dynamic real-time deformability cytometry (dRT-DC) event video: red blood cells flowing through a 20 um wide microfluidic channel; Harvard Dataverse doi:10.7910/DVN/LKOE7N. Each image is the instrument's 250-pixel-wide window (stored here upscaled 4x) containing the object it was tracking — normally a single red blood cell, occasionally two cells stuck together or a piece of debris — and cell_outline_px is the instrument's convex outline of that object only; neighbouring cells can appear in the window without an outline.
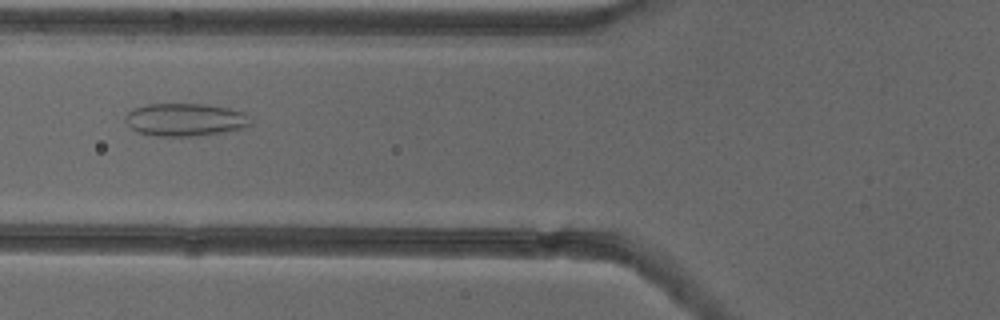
{"species": "common noctule bat (a hibernating species)", "species_latin": "Nyctalus noctula", "temperature_condition": "cold", "stored_images_in_passage": 38, "camera_frame_rate_fps": 3000, "um_per_image_px": 0.085, "animal": {"sex": "female"}, "frame": {"image": 1, "passage_image": 6, "time_ms": 1.667, "image_size_px": [1000, 320], "cell_outline_px": [[252, 124], [244, 128], [196, 136], [152, 136], [136, 132], [124, 120], [124, 116], [132, 108], [144, 104], [204, 104], [228, 108], [244, 112], [252, 120]], "centroid_in_image_um": [15.71, 10.17], "position_along_channel_um": 110.1, "area_um2": 24.16}}
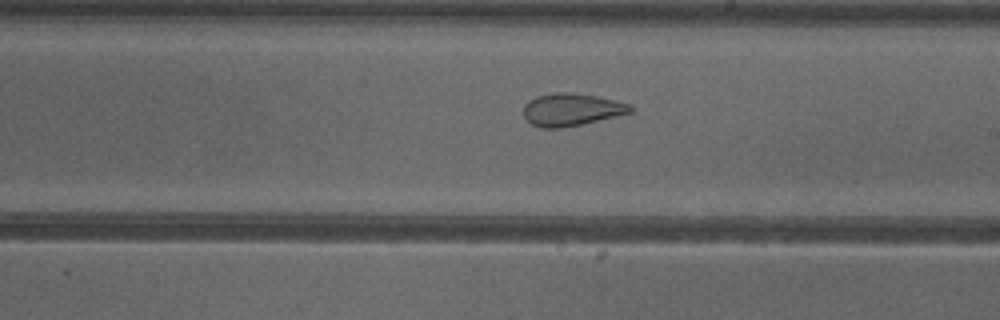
{"frame": {"image": 2, "passage_image": 16, "time_ms": 5.0, "image_size_px": [1000, 320], "cell_outline_px": [[632, 112], [580, 124], [560, 128], [540, 128], [532, 124], [524, 116], [524, 104], [528, 100], [536, 96], [552, 92], [572, 92], [596, 96], [628, 104], [632, 108]], "centroid_in_image_um": [48.5, 9.3], "position_along_channel_um": 240.5, "area_um2": 20.0}}
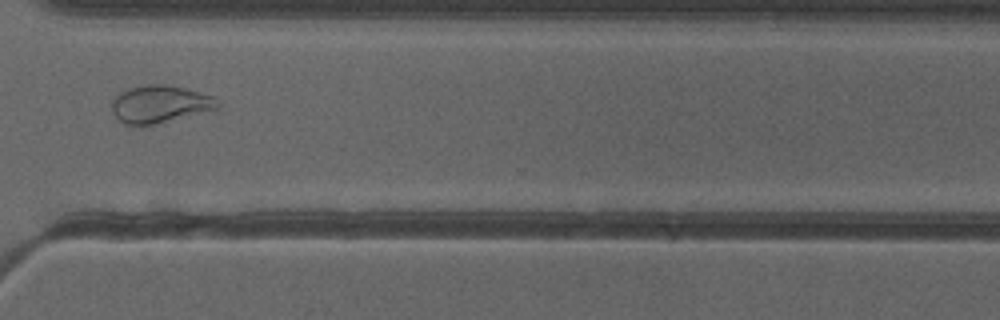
{"frame": {"image": 3, "passage_image": 25, "time_ms": 8.0, "image_size_px": [1000, 320], "cell_outline_px": [[220, 104], [216, 108], [156, 124], [124, 124], [112, 112], [112, 100], [120, 92], [128, 88], [148, 84], [164, 84], [184, 88], [216, 96]], "centroid_in_image_um": [13.58, 8.82], "position_along_channel_um": 357.0, "area_um2": 22.77}, "authors_computed_cell_mechanics": {"area_um2": 23.3801, "velocity_mm_per_s": 3.8949, "shape_relaxation_time_tau1_ms": null, "shape_relaxation_time_tau2_ms": 1.5971, "deformation_change_tau1": null, "deformation_change_tau2": 0.0888}}